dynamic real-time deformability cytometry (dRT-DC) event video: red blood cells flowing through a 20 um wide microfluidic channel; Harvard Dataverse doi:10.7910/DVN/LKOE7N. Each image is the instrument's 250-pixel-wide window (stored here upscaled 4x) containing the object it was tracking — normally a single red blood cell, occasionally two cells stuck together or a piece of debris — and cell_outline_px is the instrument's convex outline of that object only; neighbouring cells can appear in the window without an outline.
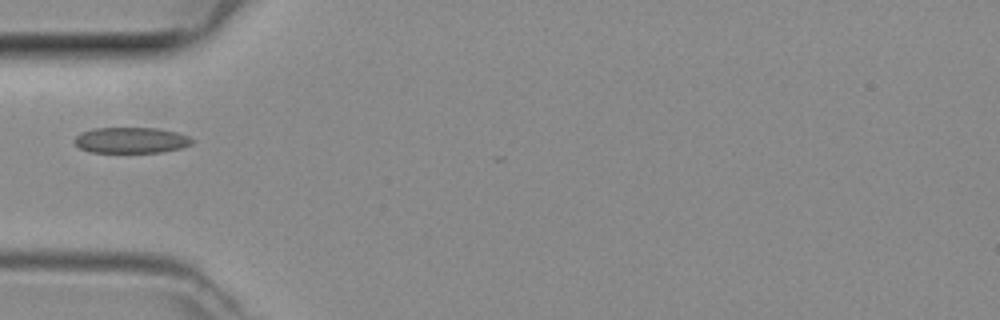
{"species": "common noctule bat (a hibernating species)", "species_latin": "Nyctalus noctula", "temperature_condition": "room temperature", "stored_images_in_passage": 28, "camera_frame_rate_fps": 3000, "um_per_image_px": 0.085, "animal": {"sex": "female", "body_mass_g": 29.2, "forearm_length_mm": 56.3}, "frame": {"image": 1, "passage_image": 1, "time_ms": 0.0, "image_size_px": [1000, 320], "cell_outline_px": [[192, 144], [180, 148], [160, 152], [88, 152], [80, 148], [72, 140], [80, 132], [92, 128], [156, 128], [176, 132], [188, 136], [192, 140]], "centroid_in_image_um": [11.09, 11.91], "position_along_channel_um": 73.9, "area_um2": 17.69}}
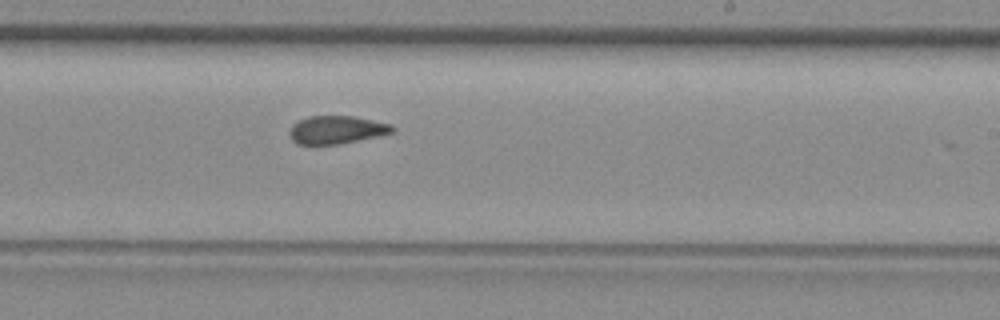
{"frame": {"image": 2, "passage_image": 14, "time_ms": 4.333, "image_size_px": [1000, 320], "cell_outline_px": [[396, 128], [392, 132], [376, 136], [340, 144], [296, 144], [292, 140], [288, 132], [292, 124], [308, 116], [352, 116], [392, 124]], "centroid_in_image_um": [28.58, 11.03], "position_along_channel_um": 260.4, "area_um2": 16.7}}
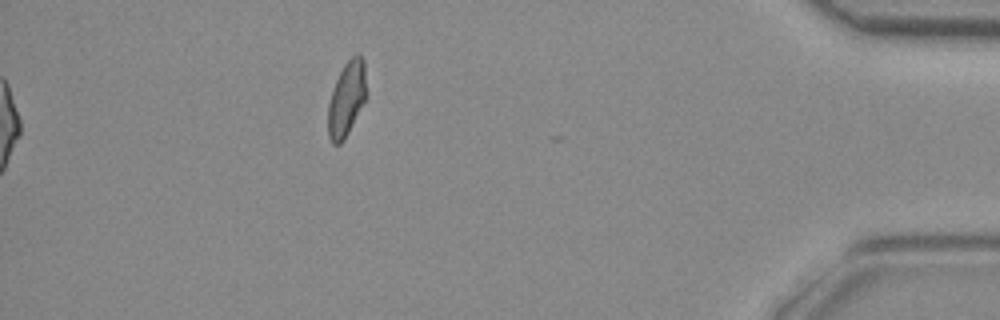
{"frame": {"image": 3, "passage_image": 28, "time_ms": 9.0, "image_size_px": [1000, 320], "cell_outline_px": [[368, 92], [344, 140], [340, 144], [332, 144], [328, 136], [328, 104], [336, 80], [344, 64], [356, 52], [364, 60]], "centroid_in_image_um": [29.47, 8.37], "position_along_channel_um": 405.7, "area_um2": 16.65}}